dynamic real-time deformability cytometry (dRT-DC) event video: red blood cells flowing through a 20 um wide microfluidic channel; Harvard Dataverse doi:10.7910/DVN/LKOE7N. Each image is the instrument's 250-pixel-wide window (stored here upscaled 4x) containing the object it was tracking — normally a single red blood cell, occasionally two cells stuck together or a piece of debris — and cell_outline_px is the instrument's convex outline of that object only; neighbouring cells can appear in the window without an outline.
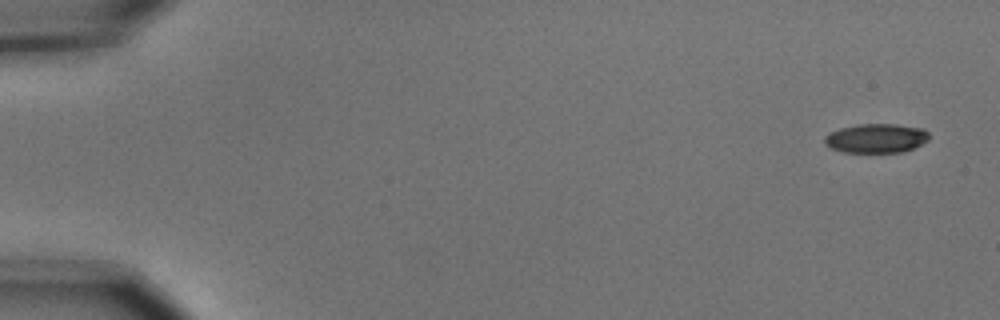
{"species": "common noctule bat (a hibernating species)", "species_latin": "Nyctalus noctula", "temperature_condition": "cold", "stored_images_in_passage": 6, "camera_frame_rate_fps": 3000, "um_per_image_px": 0.085, "animal": {"sex": "male", "body_mass_g": 15.6}, "frame": {"image": 1, "passage_image": 1, "time_ms": 0.0, "image_size_px": [1000, 320], "cell_outline_px": [[928, 140], [912, 148], [900, 152], [844, 152], [832, 148], [824, 144], [824, 136], [840, 128], [860, 124], [896, 124], [924, 128], [928, 132]], "centroid_in_image_um": [74.47, 11.74], "position_along_channel_um": 10.5, "area_um2": 17.63}}
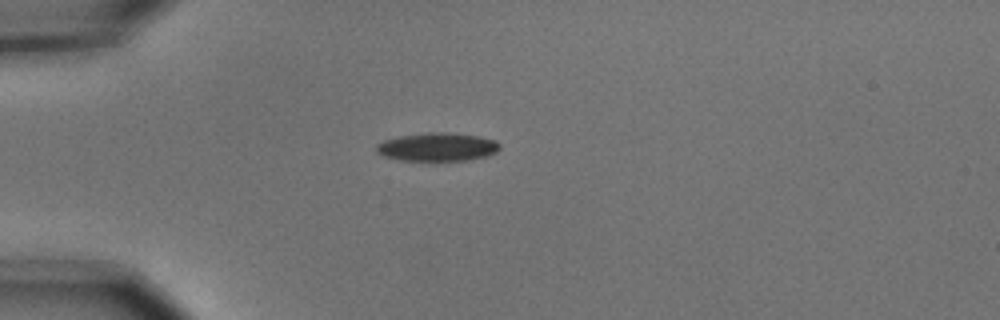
{"frame": {"image": 2, "passage_image": 4, "time_ms": 1.0, "image_size_px": [1000, 320], "cell_outline_px": [[500, 148], [496, 152], [488, 156], [468, 160], [400, 160], [384, 156], [376, 152], [376, 144], [384, 140], [400, 136], [428, 132], [444, 132], [476, 136], [496, 140], [500, 144]], "centroid_in_image_um": [37.18, 12.49], "position_along_channel_um": 47.8, "area_um2": 20.29}}
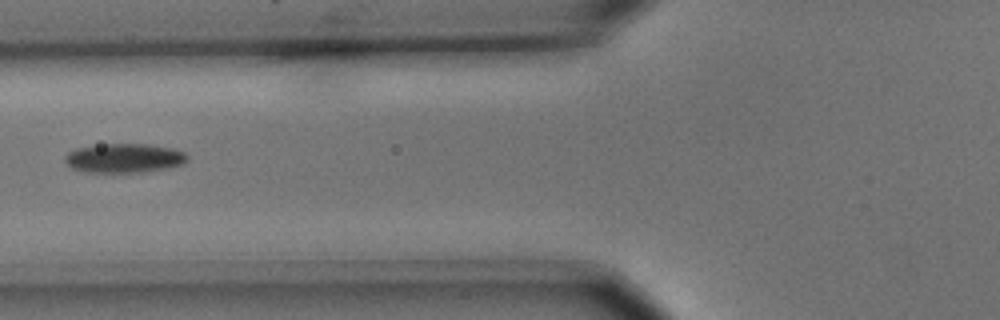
{"frame": {"image": 3, "passage_image": 6, "time_ms": 1.667, "image_size_px": [1000, 320], "cell_outline_px": [[188, 160], [184, 164], [168, 168], [144, 172], [84, 172], [72, 168], [64, 160], [64, 156], [68, 152], [76, 148], [104, 144], [148, 144], [176, 148], [184, 152], [188, 156]], "centroid_in_image_um": [10.59, 13.44], "position_along_channel_um": 115.2, "area_um2": 21.04}}